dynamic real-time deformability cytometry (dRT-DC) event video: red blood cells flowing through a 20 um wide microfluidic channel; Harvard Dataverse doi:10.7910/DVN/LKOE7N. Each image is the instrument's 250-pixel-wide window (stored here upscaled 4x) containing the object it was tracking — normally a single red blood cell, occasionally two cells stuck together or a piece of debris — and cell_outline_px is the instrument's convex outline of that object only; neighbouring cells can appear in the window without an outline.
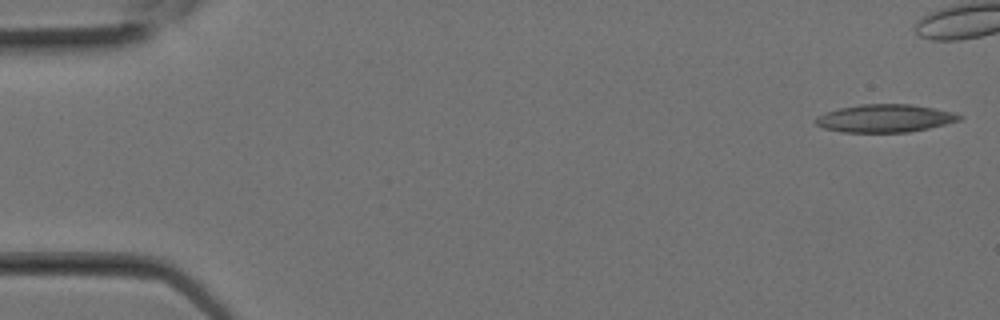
{"species": "Egyptian fruit bat (a non-hibernating species)", "species_latin": "Rousettus aegyptiacus", "temperature_condition": "room temperature", "stored_images_in_passage": 10, "camera_frame_rate_fps": 3000, "um_per_image_px": 0.085, "animal": {"sex": "female"}, "frame": {"image": 1, "passage_image": 1, "time_ms": 0.0, "image_size_px": [1000, 320], "cell_outline_px": [[964, 116], [960, 120], [928, 128], [908, 132], [844, 132], [824, 128], [816, 124], [812, 120], [816, 116], [840, 108], [860, 104], [908, 104], [932, 108], [952, 112]], "centroid_in_image_um": [75.19, 10.06], "position_along_channel_um": 9.8, "area_um2": 23.12}}